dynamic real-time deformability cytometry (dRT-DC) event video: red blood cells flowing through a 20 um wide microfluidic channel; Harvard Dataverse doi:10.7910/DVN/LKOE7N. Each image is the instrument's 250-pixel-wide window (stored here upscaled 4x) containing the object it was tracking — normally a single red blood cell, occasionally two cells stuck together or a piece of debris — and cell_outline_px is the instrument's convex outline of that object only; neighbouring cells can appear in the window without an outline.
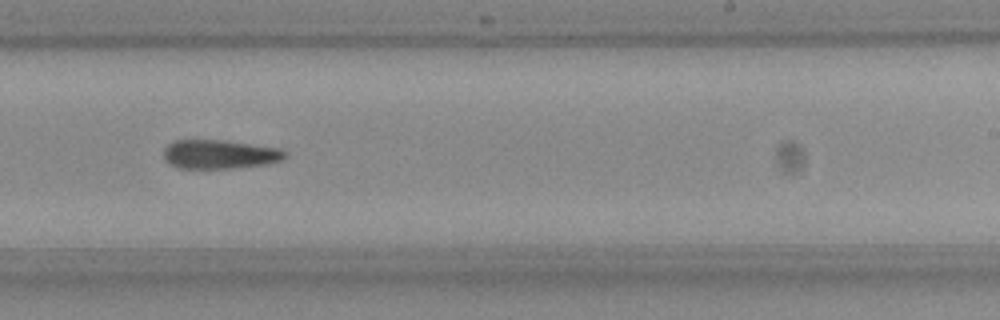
{"species": "Egyptian fruit bat (a non-hibernating species)", "species_latin": "Rousettus aegyptiacus", "temperature_condition": "room temperature", "stored_images_in_passage": 16, "camera_frame_rate_fps": 3000, "um_per_image_px": 0.085, "frame": {"image": 1, "passage_image": 10, "time_ms": 3.0, "image_size_px": [1000, 320], "cell_outline_px": [[288, 156], [280, 160], [264, 164], [228, 168], [180, 168], [172, 164], [164, 156], [164, 148], [172, 140], [220, 140], [280, 148]], "centroid_in_image_um": [18.65, 13.1], "position_along_channel_um": 270.4, "area_um2": 20.06}}
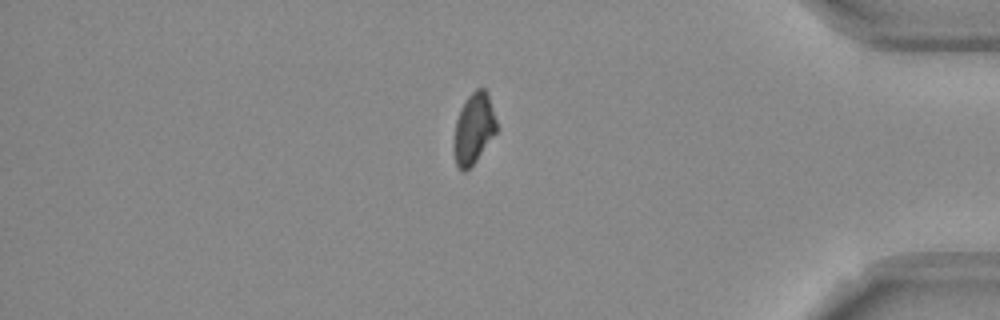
{"frame": {"image": 2, "passage_image": 16, "time_ms": 5.0, "image_size_px": [1000, 320], "cell_outline_px": [[496, 132], [476, 160], [464, 172], [460, 172], [456, 164], [452, 148], [456, 120], [460, 108], [468, 96], [476, 88], [484, 88], [488, 92], [496, 120]], "centroid_in_image_um": [40.23, 10.92], "position_along_channel_um": 395.0, "area_um2": 17.63}}